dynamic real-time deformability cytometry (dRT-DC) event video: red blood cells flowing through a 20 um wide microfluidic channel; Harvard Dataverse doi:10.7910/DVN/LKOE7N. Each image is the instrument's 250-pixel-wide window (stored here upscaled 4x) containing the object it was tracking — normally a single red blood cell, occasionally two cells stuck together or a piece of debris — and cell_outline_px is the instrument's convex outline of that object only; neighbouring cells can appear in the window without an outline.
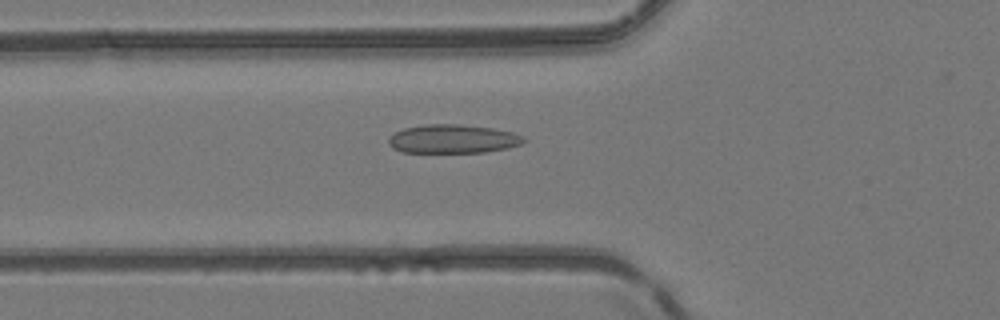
{"species": "common noctule bat (a hibernating species)", "species_latin": "Nyctalus noctula", "temperature_condition": "room temperature", "stored_images_in_passage": 47, "camera_frame_rate_fps": 3000, "um_per_image_px": 0.085, "animal": {"sex": "female", "body_mass_g": 24.6, "forearm_length_mm": 56.2}, "frame": {"image": 1, "passage_image": 15, "time_ms": 4.667, "image_size_px": [1000, 320], "cell_outline_px": [[528, 140], [520, 144], [508, 148], [484, 152], [400, 152], [392, 148], [388, 144], [388, 140], [396, 132], [404, 128], [428, 124], [456, 124], [492, 128], [512, 132], [524, 136]], "centroid_in_image_um": [38.51, 11.81], "position_along_channel_um": 87.3, "area_um2": 22.54}}
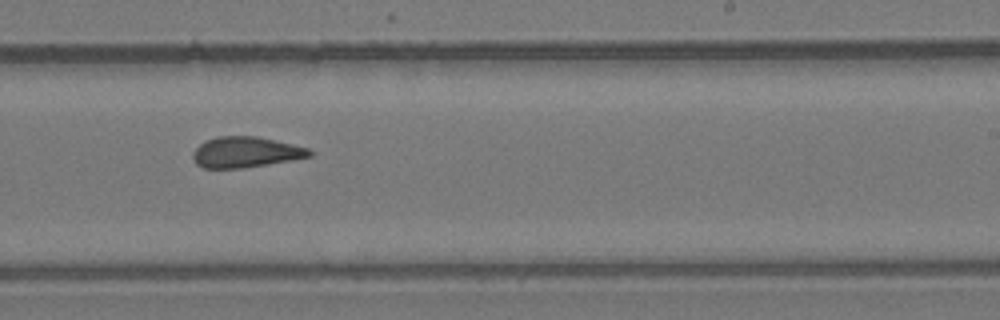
{"frame": {"image": 2, "passage_image": 28, "time_ms": 9.0, "image_size_px": [1000, 320], "cell_outline_px": [[312, 156], [292, 160], [240, 168], [204, 168], [196, 164], [192, 156], [192, 152], [200, 144], [216, 136], [256, 136], [292, 144], [308, 148], [312, 152]], "centroid_in_image_um": [20.86, 12.93], "position_along_channel_um": 268.1, "area_um2": 20.69}}
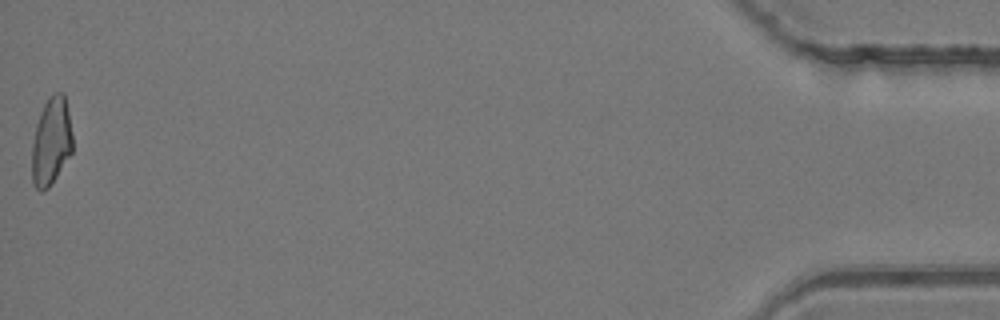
{"frame": {"image": 3, "passage_image": 47, "time_ms": 15.333, "image_size_px": [1000, 320], "cell_outline_px": [[72, 152], [48, 188], [44, 192], [40, 192], [32, 184], [32, 144], [36, 124], [40, 112], [44, 104], [52, 92], [64, 92], [68, 112], [72, 136]], "centroid_in_image_um": [4.34, 12.02], "position_along_channel_um": 430.9, "area_um2": 20.81}, "authors_computed_cell_mechanics": {"area_um2": 21.2704, "velocity_mm_per_s": 4.1498, "shape_relaxation_time_tau1_ms": null, "shape_relaxation_time_tau2_ms": 2.5925, "deformation_change_tau1": null, "deformation_change_tau2": 0.0921}}